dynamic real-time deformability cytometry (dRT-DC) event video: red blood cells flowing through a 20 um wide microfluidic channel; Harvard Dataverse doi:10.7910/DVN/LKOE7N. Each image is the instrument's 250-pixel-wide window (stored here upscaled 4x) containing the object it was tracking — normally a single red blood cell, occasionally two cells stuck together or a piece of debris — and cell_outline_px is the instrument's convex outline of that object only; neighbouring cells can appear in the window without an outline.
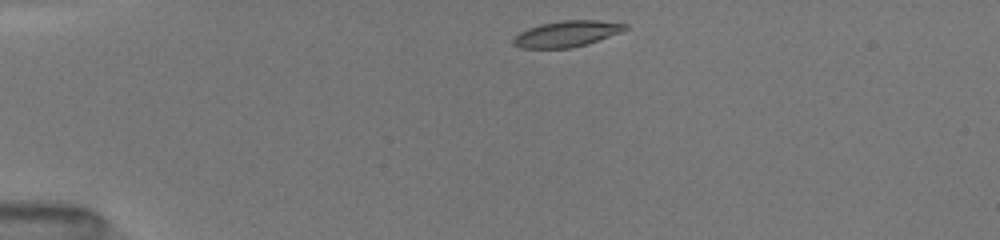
{"species": "common noctule bat (a hibernating species)", "species_latin": "Nyctalus noctula", "temperature_condition": "room temperature", "stored_images_in_passage": 40, "camera_frame_rate_fps": 3000, "um_per_image_px": 0.085, "animal": {"sex": "female", "body_mass_g": 19.5, "forearm_length_mm": 54.1}, "frame": {"image": 1, "passage_image": 1, "time_ms": 0.0, "image_size_px": [1000, 240], "cell_outline_px": [[628, 28], [620, 32], [588, 44], [572, 48], [520, 48], [512, 44], [512, 40], [520, 32], [528, 28], [540, 24], [560, 20], [596, 20], [628, 24]], "centroid_in_image_um": [48.16, 2.87], "position_along_channel_um": 36.8, "area_um2": 16.99}}
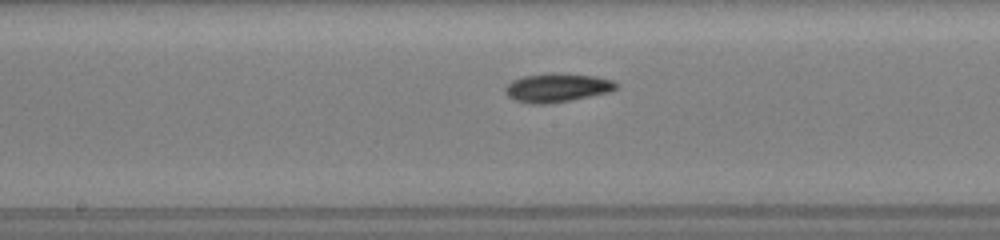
{"frame": {"image": 2, "passage_image": 17, "time_ms": 5.333, "image_size_px": [1000, 240], "cell_outline_px": [[620, 84], [616, 88], [608, 92], [548, 104], [532, 104], [516, 100], [508, 96], [504, 92], [504, 88], [512, 80], [524, 76], [552, 72], [556, 72], [596, 76], [612, 80]], "centroid_in_image_um": [47.34, 7.43], "position_along_channel_um": 200.9, "area_um2": 18.55}}
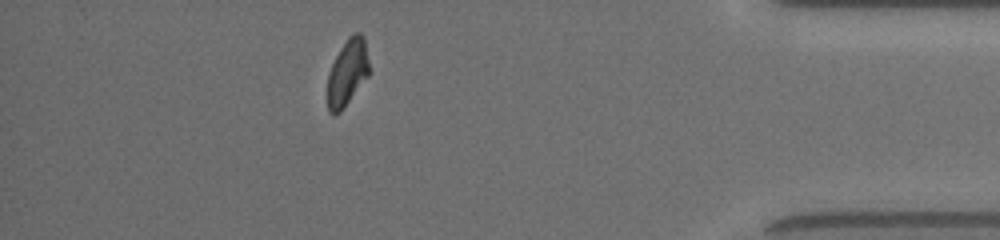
{"frame": {"image": 3, "passage_image": 35, "time_ms": 11.333, "image_size_px": [1000, 240], "cell_outline_px": [[368, 76], [340, 112], [332, 116], [328, 112], [328, 72], [340, 48], [348, 36], [352, 32], [360, 32], [364, 36], [368, 60]], "centroid_in_image_um": [29.52, 6.14], "position_along_channel_um": 405.7, "area_um2": 16.07}, "authors_computed_cell_mechanics": {"area_um2": 17.2244, "velocity_mm_per_s": 4.0486, "shape_relaxation_time_tau1_ms": 3.4164, "shape_relaxation_time_tau2_ms": 2.0471, "deformation_change_tau1": 0.1351, "deformation_change_tau2": 0.0684}}